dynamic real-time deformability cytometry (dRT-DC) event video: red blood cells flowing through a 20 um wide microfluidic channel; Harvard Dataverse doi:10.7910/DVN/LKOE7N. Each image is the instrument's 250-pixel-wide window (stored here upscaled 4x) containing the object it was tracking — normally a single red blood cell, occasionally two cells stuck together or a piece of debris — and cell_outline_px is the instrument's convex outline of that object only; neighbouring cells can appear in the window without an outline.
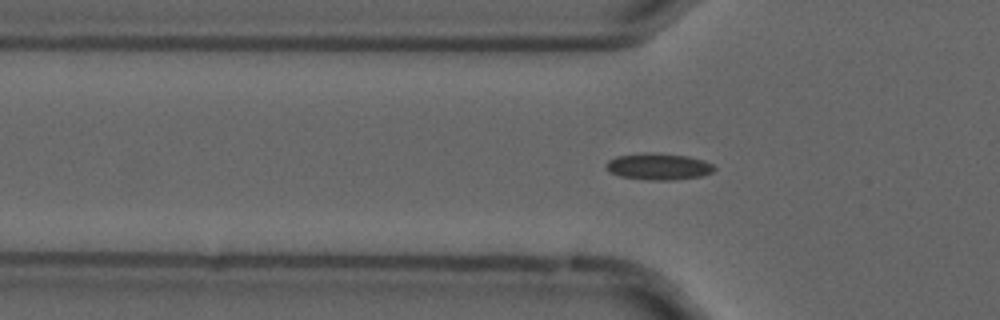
{"species": "common noctule bat (a hibernating species)", "species_latin": "Nyctalus noctula", "temperature_condition": "cold", "stored_images_in_passage": 43, "camera_frame_rate_fps": 3000, "um_per_image_px": 0.085, "animal": {"sex": "male", "forearm_length_mm": 52.5}, "frame": {"image": 1, "passage_image": 6, "time_ms": 1.667, "image_size_px": [1000, 320], "cell_outline_px": [[716, 168], [712, 172], [704, 176], [672, 180], [648, 180], [620, 176], [608, 172], [604, 168], [604, 164], [608, 160], [616, 156], [644, 152], [656, 152], [688, 156], [704, 160], [712, 164]], "centroid_in_image_um": [55.94, 14.15], "position_along_channel_um": 69.9, "area_um2": 17.17}}
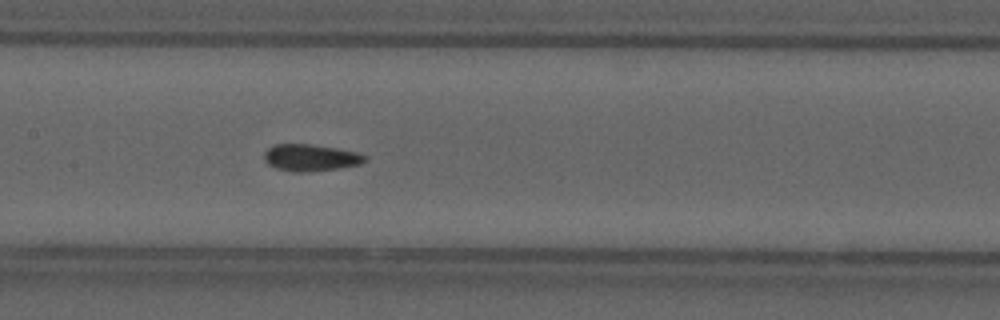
{"frame": {"image": 2, "passage_image": 15, "time_ms": 4.667, "image_size_px": [1000, 320], "cell_outline_px": [[368, 160], [360, 164], [340, 168], [304, 172], [292, 172], [276, 168], [268, 164], [264, 160], [264, 152], [272, 144], [312, 144], [336, 148], [356, 152], [368, 156]], "centroid_in_image_um": [26.4, 13.4], "position_along_channel_um": 181.0, "area_um2": 15.9}}
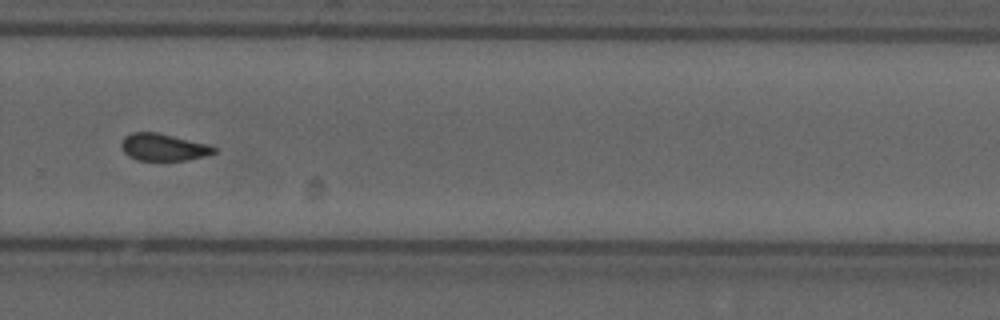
{"frame": {"image": 3, "passage_image": 26, "time_ms": 8.333, "image_size_px": [1000, 320], "cell_outline_px": [[216, 152], [204, 156], [188, 160], [136, 160], [128, 156], [124, 152], [120, 144], [124, 136], [132, 132], [156, 132], [208, 144], [216, 148]], "centroid_in_image_um": [13.86, 12.51], "position_along_channel_um": 315.9, "area_um2": 14.62}, "authors_computed_cell_mechanics": {"area_um2": 15.317, "velocity_mm_per_s": 3.6967, "shape_relaxation_time_tau1_ms": null, "shape_relaxation_time_tau2_ms": 2.5966, "deformation_change_tau1": null, "deformation_change_tau2": 0.059}}